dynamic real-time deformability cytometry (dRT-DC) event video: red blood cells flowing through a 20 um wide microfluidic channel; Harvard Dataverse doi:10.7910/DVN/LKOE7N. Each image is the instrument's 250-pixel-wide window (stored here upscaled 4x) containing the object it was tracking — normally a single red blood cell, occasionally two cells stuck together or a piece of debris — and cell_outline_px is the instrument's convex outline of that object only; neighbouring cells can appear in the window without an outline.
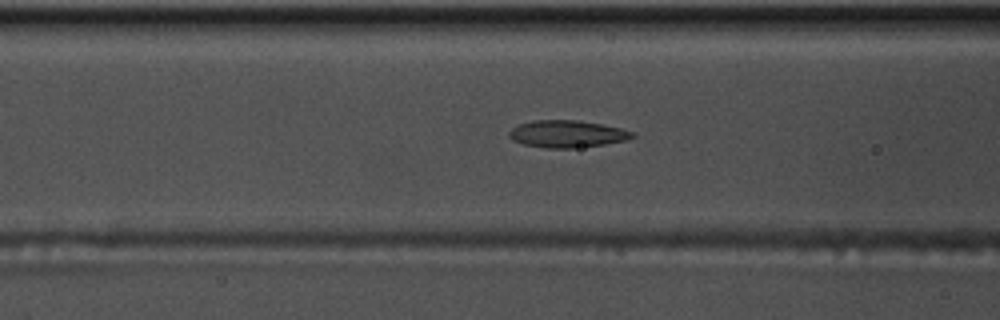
{"species": "common noctule bat (a hibernating species)", "species_latin": "Nyctalus noctula", "temperature_condition": "warm", "stored_images_in_passage": 54, "camera_frame_rate_fps": 3000, "um_per_image_px": 0.085, "animal": {"sex": "male", "body_mass_g": 17.5, "forearm_length_mm": 52.3}, "frame": {"image": 1, "passage_image": 21, "time_ms": 6.667, "image_size_px": [1000, 320], "cell_outline_px": [[636, 136], [628, 140], [604, 144], [572, 148], [544, 148], [524, 144], [512, 140], [508, 136], [508, 132], [512, 128], [520, 124], [536, 120], [576, 120], [600, 124], [620, 128], [636, 132]], "centroid_in_image_um": [48.22, 11.39], "position_along_channel_um": 118.4, "area_um2": 19.48}}
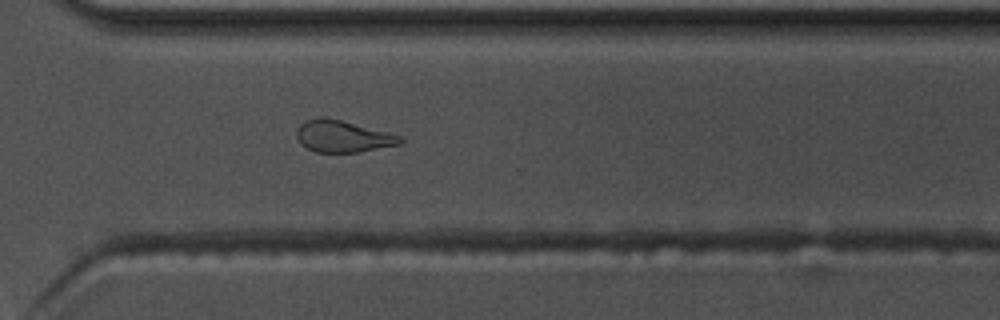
{"frame": {"image": 2, "passage_image": 39, "time_ms": 12.667, "image_size_px": [1000, 320], "cell_outline_px": [[404, 140], [400, 144], [356, 152], [316, 152], [300, 144], [296, 136], [296, 128], [304, 120], [340, 120], [388, 132], [400, 136]], "centroid_in_image_um": [29.13, 11.62], "position_along_channel_um": 341.5, "area_um2": 18.55}}
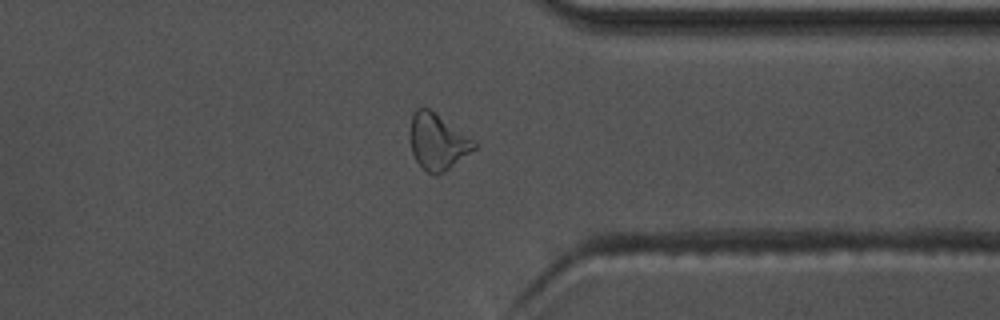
{"frame": {"image": 3, "passage_image": 42, "time_ms": 13.667, "image_size_px": [1000, 320], "cell_outline_px": [[480, 144], [476, 148], [444, 172], [436, 176], [420, 168], [412, 152], [412, 116], [416, 108], [428, 108], [476, 140]], "centroid_in_image_um": [37.25, 12.07], "position_along_channel_um": 374.2, "area_um2": 20.69}, "authors_computed_cell_mechanics": {"area_um2": 19.8832, "velocity_mm_per_s": 3.7272, "shape_relaxation_time_tau1_ms": null, "shape_relaxation_time_tau2_ms": 2.3585, "deformation_change_tau1": null, "deformation_change_tau2": 0.1033}}